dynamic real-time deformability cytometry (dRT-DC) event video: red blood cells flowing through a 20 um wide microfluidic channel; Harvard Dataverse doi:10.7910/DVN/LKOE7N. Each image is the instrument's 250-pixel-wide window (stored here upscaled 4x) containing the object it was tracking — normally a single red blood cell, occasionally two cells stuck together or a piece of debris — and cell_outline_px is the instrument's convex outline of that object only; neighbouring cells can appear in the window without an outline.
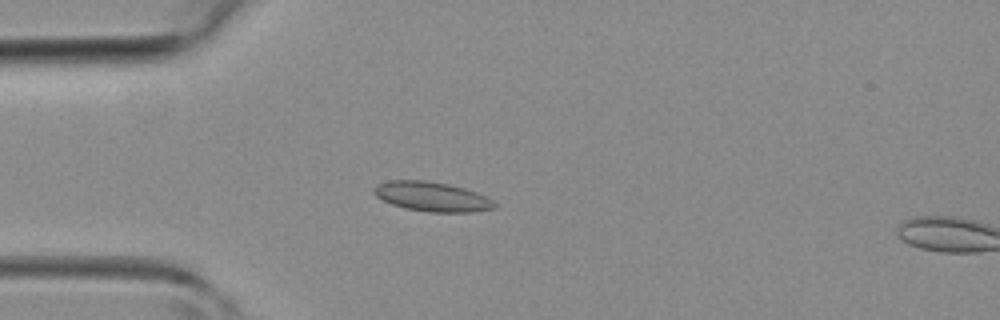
{"species": "common noctule bat (a hibernating species)", "species_latin": "Nyctalus noctula", "temperature_condition": "room temperature", "stored_images_in_passage": 11, "camera_frame_rate_fps": 3000, "um_per_image_px": 0.085, "animal": {"sex": "female", "body_mass_g": 19.3, "forearm_length_mm": 54.1}, "frame": {"image": 1, "passage_image": 10, "time_ms": 3.0, "image_size_px": [1000, 320], "cell_outline_px": [[496, 208], [472, 212], [428, 212], [404, 208], [392, 204], [376, 196], [372, 192], [372, 188], [376, 184], [388, 180], [424, 180], [448, 184], [464, 188], [488, 196], [496, 204]], "centroid_in_image_um": [36.7, 16.71], "position_along_channel_um": 48.3, "area_um2": 20.92}}